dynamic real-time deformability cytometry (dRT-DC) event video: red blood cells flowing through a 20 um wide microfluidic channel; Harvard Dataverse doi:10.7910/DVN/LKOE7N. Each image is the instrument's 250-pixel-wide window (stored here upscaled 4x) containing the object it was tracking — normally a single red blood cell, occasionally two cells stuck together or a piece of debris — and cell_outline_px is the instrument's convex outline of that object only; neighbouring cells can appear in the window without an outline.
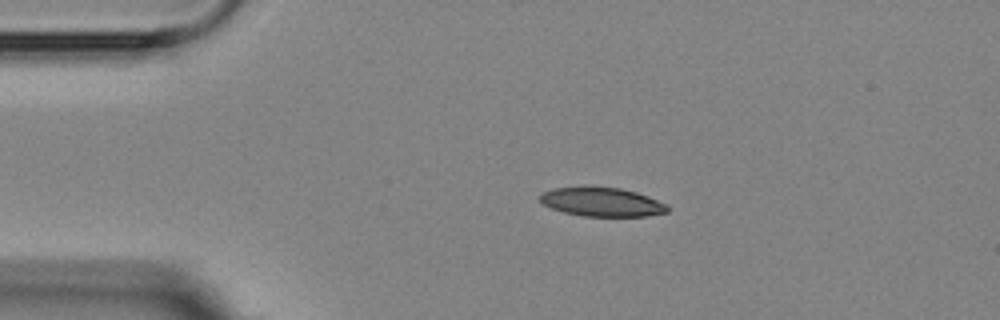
{"species": "Egyptian fruit bat (a non-hibernating species)", "species_latin": "Rousettus aegyptiacus", "temperature_condition": "room temperature", "stored_images_in_passage": 6, "camera_frame_rate_fps": 3000, "um_per_image_px": 0.085, "animal": {"sex": "female"}, "frame": {"image": 1, "passage_image": 2, "time_ms": 2.0, "image_size_px": [1000, 320], "cell_outline_px": [[668, 212], [648, 216], [584, 216], [564, 212], [552, 208], [544, 204], [540, 200], [540, 196], [544, 192], [552, 188], [620, 188], [636, 192], [648, 196], [668, 204]], "centroid_in_image_um": [51.22, 17.19], "position_along_channel_um": 33.8, "area_um2": 21.04}}
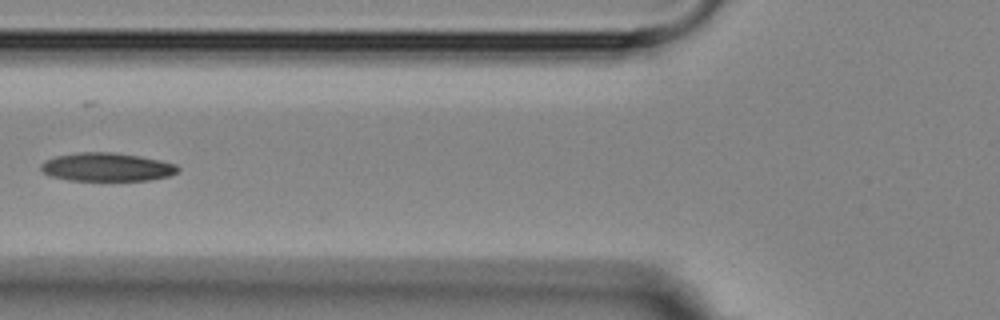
{"frame": {"image": 2, "passage_image": 5, "time_ms": 5.333, "image_size_px": [1000, 320], "cell_outline_px": [[180, 168], [176, 172], [168, 176], [148, 180], [68, 180], [52, 176], [44, 172], [40, 168], [40, 164], [44, 160], [56, 156], [76, 152], [112, 152], [140, 156], [160, 160], [176, 164]], "centroid_in_image_um": [9.06, 14.19], "position_along_channel_um": 116.7, "area_um2": 22.6}}
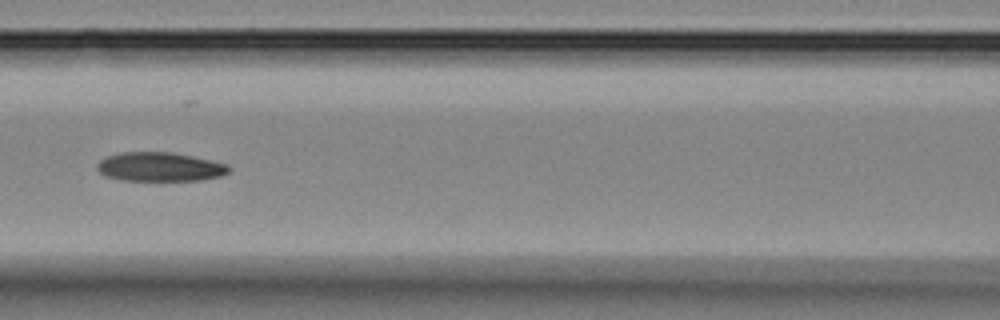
{"frame": {"image": 3, "passage_image": 6, "time_ms": 6.333, "image_size_px": [1000, 320], "cell_outline_px": [[232, 168], [228, 172], [220, 176], [200, 180], [120, 180], [104, 176], [96, 168], [96, 164], [100, 160], [108, 156], [120, 152], [172, 152], [192, 156], [228, 164]], "centroid_in_image_um": [13.57, 14.18], "position_along_channel_um": 153.0, "area_um2": 22.31}}